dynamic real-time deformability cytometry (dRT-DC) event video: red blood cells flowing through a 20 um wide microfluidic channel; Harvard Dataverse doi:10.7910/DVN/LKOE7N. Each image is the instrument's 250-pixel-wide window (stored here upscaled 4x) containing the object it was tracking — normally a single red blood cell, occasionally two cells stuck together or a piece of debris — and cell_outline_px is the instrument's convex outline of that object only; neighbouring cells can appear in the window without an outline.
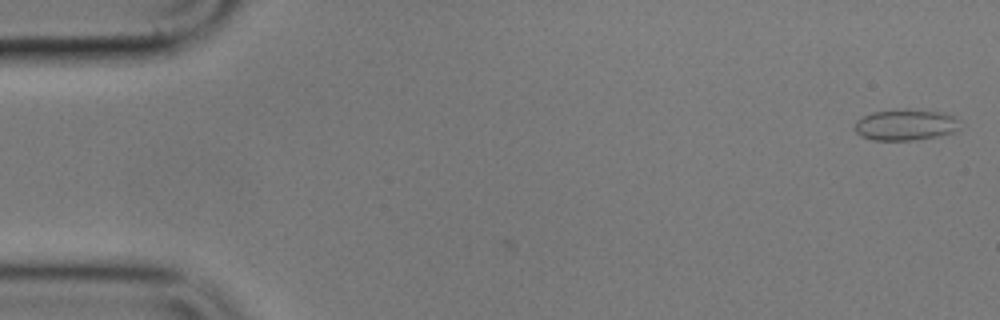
{"species": "common noctule bat (a hibernating species)", "species_latin": "Nyctalus noctula", "temperature_condition": "cold", "stored_images_in_passage": 2, "camera_frame_rate_fps": 3000, "um_per_image_px": 0.085, "animal": {"sex": "male", "body_mass_g": 17.9}, "frame": {"image": 1, "passage_image": 2, "time_ms": 1.333, "image_size_px": [1000, 320], "cell_outline_px": [[960, 120], [952, 132], [936, 136], [916, 140], [872, 140], [860, 136], [852, 128], [856, 120], [872, 112], [904, 108], [908, 108], [944, 112], [956, 116]], "centroid_in_image_um": [76.92, 10.59], "position_along_channel_um": 8.1, "area_um2": 19.36}}